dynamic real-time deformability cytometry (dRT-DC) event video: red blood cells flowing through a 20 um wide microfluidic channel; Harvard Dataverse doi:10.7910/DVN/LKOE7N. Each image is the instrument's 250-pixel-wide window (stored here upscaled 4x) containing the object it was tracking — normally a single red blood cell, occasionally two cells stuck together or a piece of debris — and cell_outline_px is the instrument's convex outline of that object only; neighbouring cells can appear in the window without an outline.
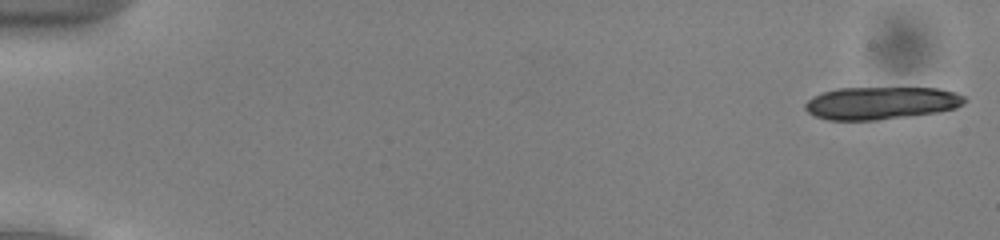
{"species": "common noctule bat (a hibernating species)", "species_latin": "Nyctalus noctula", "temperature_condition": "cold", "stored_images_in_passage": 18, "camera_frame_rate_fps": 3000, "um_per_image_px": 0.085, "animal": {"sex": "male", "body_mass_g": 13.0, "forearm_length_mm": 53.1}, "frame": {"image": 1, "passage_image": 1, "time_ms": 0.0, "image_size_px": [1000, 240], "cell_outline_px": [[968, 100], [964, 104], [956, 108], [940, 112], [912, 116], [876, 120], [828, 120], [816, 116], [808, 112], [804, 108], [804, 104], [812, 96], [824, 92], [840, 88], [936, 88], [956, 92], [964, 96]], "centroid_in_image_um": [74.93, 8.76], "position_along_channel_um": 10.1, "area_um2": 30.52}}